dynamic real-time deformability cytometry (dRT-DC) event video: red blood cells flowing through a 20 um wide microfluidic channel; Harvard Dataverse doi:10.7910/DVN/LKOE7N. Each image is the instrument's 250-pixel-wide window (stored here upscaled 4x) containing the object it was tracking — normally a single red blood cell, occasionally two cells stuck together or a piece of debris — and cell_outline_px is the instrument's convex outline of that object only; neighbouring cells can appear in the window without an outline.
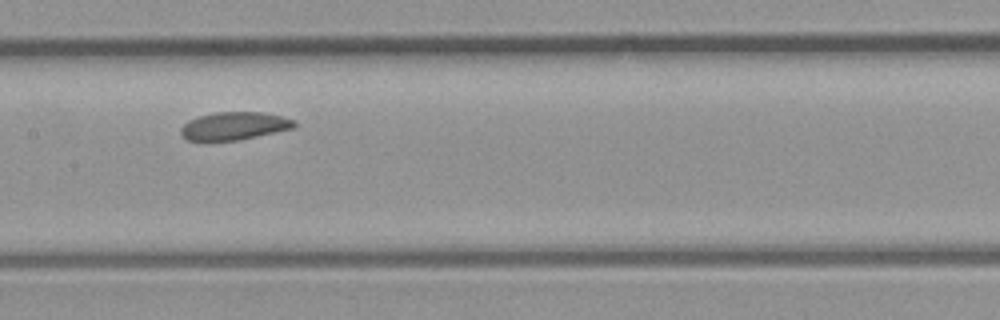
{"species": "common noctule bat (a hibernating species)", "species_latin": "Nyctalus noctula", "temperature_condition": "room temperature", "stored_images_in_passage": 7, "camera_frame_rate_fps": 3000, "um_per_image_px": 0.085, "animal": {"sex": "male", "body_mass_g": 23.1, "forearm_length_mm": 52.7}, "frame": {"image": 1, "passage_image": 6, "time_ms": 6.0, "image_size_px": [1000, 320], "cell_outline_px": [[296, 128], [240, 140], [188, 140], [180, 132], [180, 128], [188, 120], [200, 116], [216, 112], [264, 112], [280, 116], [292, 120], [296, 124]], "centroid_in_image_um": [19.93, 10.7], "position_along_channel_um": 187.5, "area_um2": 18.32}}
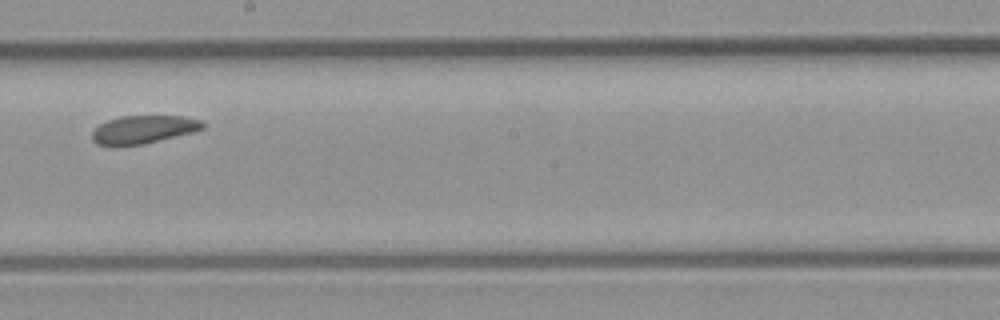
{"frame": {"image": 2, "passage_image": 7, "time_ms": 7.0, "image_size_px": [1000, 320], "cell_outline_px": [[208, 124], [204, 128], [192, 132], [144, 144], [100, 144], [92, 140], [92, 132], [100, 124], [108, 120], [120, 116], [184, 116], [200, 120]], "centroid_in_image_um": [12.25, 10.98], "position_along_channel_um": 235.9, "area_um2": 17.74}}